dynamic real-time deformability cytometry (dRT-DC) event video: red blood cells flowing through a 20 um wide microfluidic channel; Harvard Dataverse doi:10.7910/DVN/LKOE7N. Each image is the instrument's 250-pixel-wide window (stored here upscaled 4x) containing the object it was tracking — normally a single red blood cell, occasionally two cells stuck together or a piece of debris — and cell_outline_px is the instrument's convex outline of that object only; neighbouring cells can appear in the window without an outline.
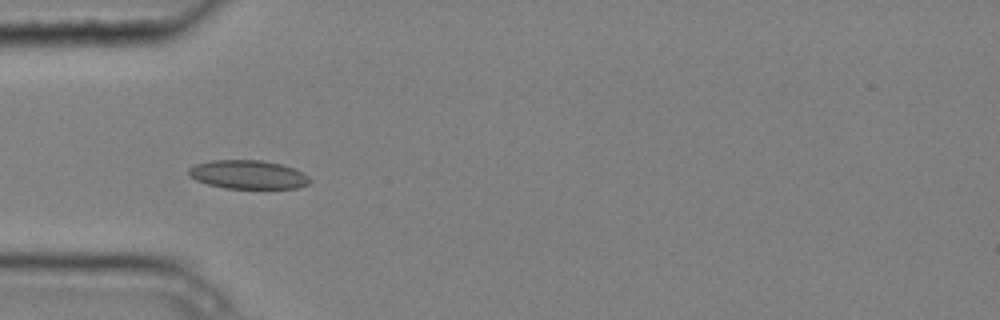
{"species": "common noctule bat (a hibernating species)", "species_latin": "Nyctalus noctula", "temperature_condition": "cold", "stored_images_in_passage": 9, "camera_frame_rate_fps": 3000, "um_per_image_px": 0.085, "animal": {"sex": "male", "body_mass_g": 20.4}, "frame": {"image": 1, "passage_image": 6, "time_ms": 1.667, "image_size_px": [1000, 320], "cell_outline_px": [[312, 180], [308, 184], [296, 188], [224, 188], [208, 184], [196, 180], [188, 172], [188, 168], [196, 164], [212, 160], [260, 160], [280, 164], [304, 172]], "centroid_in_image_um": [21.1, 14.84], "position_along_channel_um": 63.9, "area_um2": 20.11}}
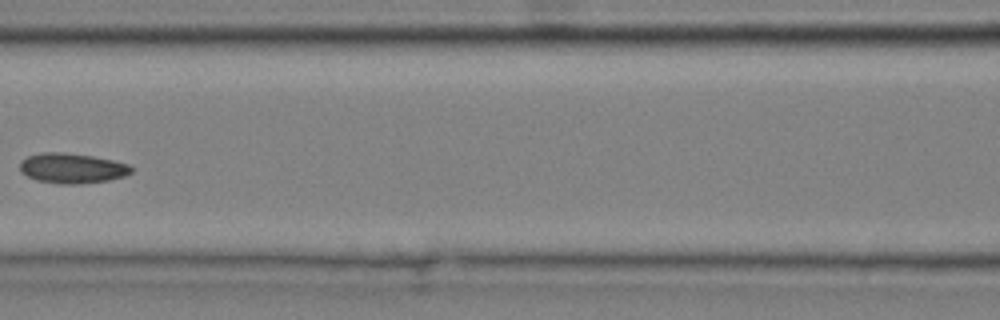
{"frame": {"image": 2, "passage_image": 8, "time_ms": 2.333, "image_size_px": [1000, 320], "cell_outline_px": [[136, 168], [132, 172], [124, 176], [108, 180], [80, 184], [60, 184], [36, 180], [20, 172], [20, 160], [28, 156], [40, 152], [64, 152], [92, 156], [112, 160], [128, 164]], "centroid_in_image_um": [6.12, 14.29], "position_along_channel_um": 160.5, "area_um2": 19.71}}
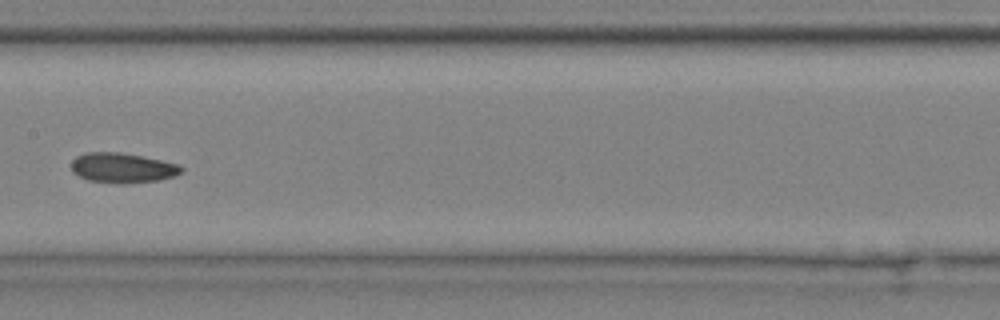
{"frame": {"image": 3, "passage_image": 9, "time_ms": 2.667, "image_size_px": [1000, 320], "cell_outline_px": [[184, 168], [176, 176], [160, 180], [120, 184], [88, 180], [72, 172], [72, 160], [76, 156], [84, 152], [120, 152], [144, 156], [180, 164]], "centroid_in_image_um": [10.43, 14.26], "position_along_channel_um": 197.0, "area_um2": 19.42}}